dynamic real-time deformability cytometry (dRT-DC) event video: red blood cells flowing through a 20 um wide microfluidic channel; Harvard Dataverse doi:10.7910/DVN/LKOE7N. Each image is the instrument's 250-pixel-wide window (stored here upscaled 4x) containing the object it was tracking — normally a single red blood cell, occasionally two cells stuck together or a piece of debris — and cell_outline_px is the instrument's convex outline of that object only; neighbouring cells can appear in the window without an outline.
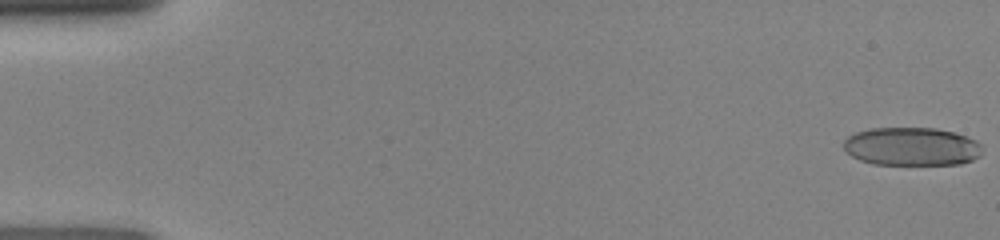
{"species": "human", "species_latin": "Homo sapiens", "temperature_condition": "room temperature", "stored_images_in_passage": 48, "camera_frame_rate_fps": 3000, "um_per_image_px": 0.085, "donor": {"sex": "female"}, "frame": {"image": 1, "passage_image": 1, "time_ms": 0.0, "image_size_px": [1000, 240], "cell_outline_px": [[980, 156], [972, 160], [960, 164], [872, 164], [860, 160], [852, 156], [844, 148], [844, 140], [848, 136], [856, 132], [872, 128], [936, 128], [952, 132], [976, 140], [980, 144]], "centroid_in_image_um": [77.47, 12.45], "position_along_channel_um": 7.5, "area_um2": 30.75}}
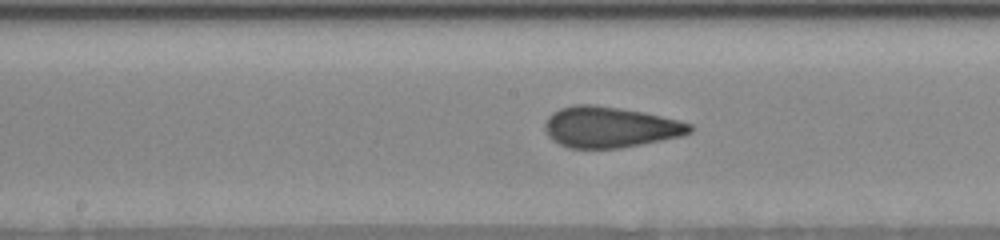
{"frame": {"image": 2, "passage_image": 25, "time_ms": 8.0, "image_size_px": [1000, 240], "cell_outline_px": [[692, 132], [680, 136], [620, 148], [568, 148], [552, 140], [548, 136], [544, 128], [544, 124], [548, 116], [552, 112], [560, 108], [572, 104], [592, 104], [620, 108], [644, 112], [680, 120], [692, 124]], "centroid_in_image_um": [51.82, 10.79], "position_along_channel_um": 196.4, "area_um2": 34.62}}
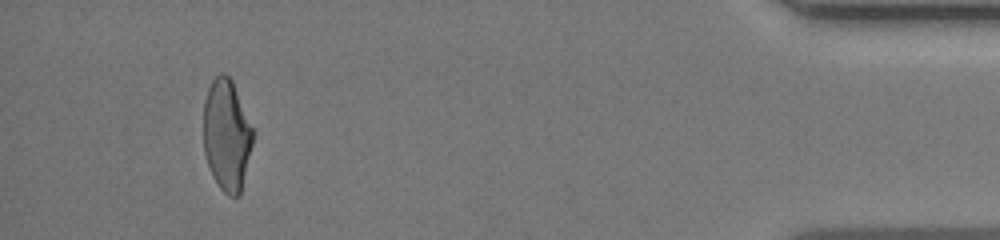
{"frame": {"image": 3, "passage_image": 45, "time_ms": 14.667, "image_size_px": [1000, 240], "cell_outline_px": [[252, 144], [240, 196], [228, 196], [220, 188], [212, 176], [204, 152], [204, 100], [208, 88], [212, 80], [220, 72], [224, 72], [232, 80], [252, 128]], "centroid_in_image_um": [19.25, 11.49], "position_along_channel_um": 416.0, "area_um2": 31.79}}